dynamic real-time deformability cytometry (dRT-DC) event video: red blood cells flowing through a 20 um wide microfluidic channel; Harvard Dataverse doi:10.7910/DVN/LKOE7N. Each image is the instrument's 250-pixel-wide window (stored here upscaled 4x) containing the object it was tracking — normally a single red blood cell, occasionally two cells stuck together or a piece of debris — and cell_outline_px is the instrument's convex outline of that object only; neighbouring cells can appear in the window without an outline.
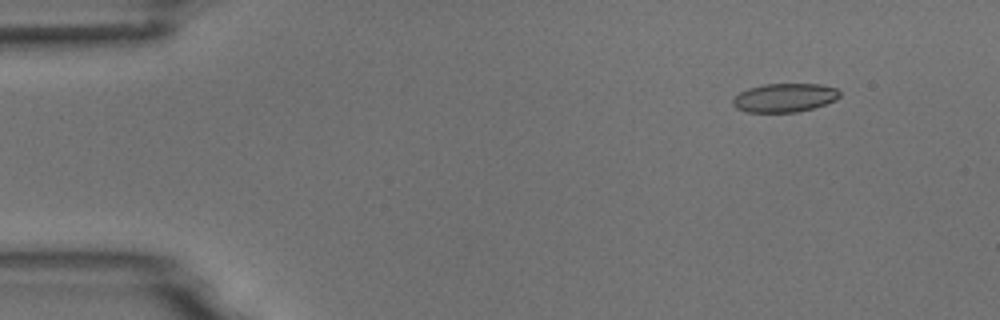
{"species": "common noctule bat (a hibernating species)", "species_latin": "Nyctalus noctula", "temperature_condition": "room temperature", "stored_images_in_passage": 8, "camera_frame_rate_fps": 3000, "um_per_image_px": 0.085, "animal": {"sex": "male", "body_mass_g": 18.8}, "frame": {"image": 1, "passage_image": 2, "time_ms": 1.0, "image_size_px": [1000, 320], "cell_outline_px": [[840, 96], [836, 100], [812, 108], [796, 112], [748, 112], [736, 108], [732, 104], [732, 100], [740, 92], [748, 88], [764, 84], [820, 84], [836, 88], [840, 92]], "centroid_in_image_um": [66.68, 8.3], "position_along_channel_um": 18.3, "area_um2": 17.8}}
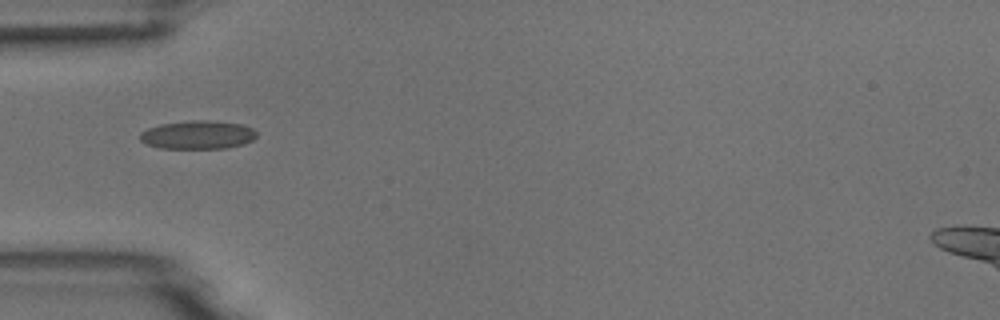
{"frame": {"image": 2, "passage_image": 5, "time_ms": 4.667, "image_size_px": [1000, 320], "cell_outline_px": [[256, 136], [252, 140], [244, 144], [228, 148], [160, 148], [148, 144], [140, 140], [140, 132], [148, 128], [160, 124], [188, 120], [208, 120], [244, 124], [252, 128], [256, 132]], "centroid_in_image_um": [16.82, 11.45], "position_along_channel_um": 68.2, "area_um2": 19.42}}